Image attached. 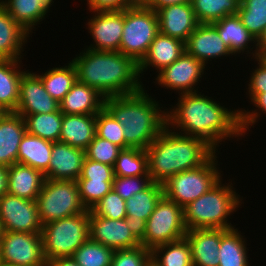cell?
<instances>
[{"mask_svg": "<svg viewBox=\"0 0 266 266\" xmlns=\"http://www.w3.org/2000/svg\"><path fill=\"white\" fill-rule=\"evenodd\" d=\"M214 100L201 92L180 94L176 107L166 111L167 127L180 135L203 139L215 151L223 140L238 137V141L244 136L239 110L227 109Z\"/></svg>", "mask_w": 266, "mask_h": 266, "instance_id": "cell-1", "label": "cell"}, {"mask_svg": "<svg viewBox=\"0 0 266 266\" xmlns=\"http://www.w3.org/2000/svg\"><path fill=\"white\" fill-rule=\"evenodd\" d=\"M71 62L77 71V81L97 89L104 97L127 95L144 87L139 64L119 51L87 48Z\"/></svg>", "mask_w": 266, "mask_h": 266, "instance_id": "cell-2", "label": "cell"}, {"mask_svg": "<svg viewBox=\"0 0 266 266\" xmlns=\"http://www.w3.org/2000/svg\"><path fill=\"white\" fill-rule=\"evenodd\" d=\"M144 89L105 98L104 108L123 126L125 149L146 150L167 127V109L162 110Z\"/></svg>", "mask_w": 266, "mask_h": 266, "instance_id": "cell-3", "label": "cell"}, {"mask_svg": "<svg viewBox=\"0 0 266 266\" xmlns=\"http://www.w3.org/2000/svg\"><path fill=\"white\" fill-rule=\"evenodd\" d=\"M216 152L203 139L180 135L166 127L146 149L149 177L163 184L177 173L200 167Z\"/></svg>", "mask_w": 266, "mask_h": 266, "instance_id": "cell-4", "label": "cell"}, {"mask_svg": "<svg viewBox=\"0 0 266 266\" xmlns=\"http://www.w3.org/2000/svg\"><path fill=\"white\" fill-rule=\"evenodd\" d=\"M222 181L223 179L184 207V223L187 230L235 228L228 221V217L238 210L243 197L240 198V195L233 189L232 181L231 184H222Z\"/></svg>", "mask_w": 266, "mask_h": 266, "instance_id": "cell-5", "label": "cell"}, {"mask_svg": "<svg viewBox=\"0 0 266 266\" xmlns=\"http://www.w3.org/2000/svg\"><path fill=\"white\" fill-rule=\"evenodd\" d=\"M41 235L47 262L58 257H72L89 238V210L46 223Z\"/></svg>", "mask_w": 266, "mask_h": 266, "instance_id": "cell-6", "label": "cell"}, {"mask_svg": "<svg viewBox=\"0 0 266 266\" xmlns=\"http://www.w3.org/2000/svg\"><path fill=\"white\" fill-rule=\"evenodd\" d=\"M217 155L215 153L200 167L170 177L163 183L164 196L184 208L208 192L222 179Z\"/></svg>", "mask_w": 266, "mask_h": 266, "instance_id": "cell-7", "label": "cell"}, {"mask_svg": "<svg viewBox=\"0 0 266 266\" xmlns=\"http://www.w3.org/2000/svg\"><path fill=\"white\" fill-rule=\"evenodd\" d=\"M158 33V16L155 10L147 6H129L124 9L120 52L139 64Z\"/></svg>", "mask_w": 266, "mask_h": 266, "instance_id": "cell-8", "label": "cell"}, {"mask_svg": "<svg viewBox=\"0 0 266 266\" xmlns=\"http://www.w3.org/2000/svg\"><path fill=\"white\" fill-rule=\"evenodd\" d=\"M184 208L163 196L140 231L141 245L152 251L155 247L185 237Z\"/></svg>", "mask_w": 266, "mask_h": 266, "instance_id": "cell-9", "label": "cell"}, {"mask_svg": "<svg viewBox=\"0 0 266 266\" xmlns=\"http://www.w3.org/2000/svg\"><path fill=\"white\" fill-rule=\"evenodd\" d=\"M35 201L42 225L87 211L76 181L45 179Z\"/></svg>", "mask_w": 266, "mask_h": 266, "instance_id": "cell-10", "label": "cell"}, {"mask_svg": "<svg viewBox=\"0 0 266 266\" xmlns=\"http://www.w3.org/2000/svg\"><path fill=\"white\" fill-rule=\"evenodd\" d=\"M0 262L17 266H47L41 233L5 231L0 240Z\"/></svg>", "mask_w": 266, "mask_h": 266, "instance_id": "cell-11", "label": "cell"}, {"mask_svg": "<svg viewBox=\"0 0 266 266\" xmlns=\"http://www.w3.org/2000/svg\"><path fill=\"white\" fill-rule=\"evenodd\" d=\"M89 238L113 250L134 248L141 245L140 231L128 220L104 218L89 210Z\"/></svg>", "mask_w": 266, "mask_h": 266, "instance_id": "cell-12", "label": "cell"}, {"mask_svg": "<svg viewBox=\"0 0 266 266\" xmlns=\"http://www.w3.org/2000/svg\"><path fill=\"white\" fill-rule=\"evenodd\" d=\"M205 69L201 61L185 51L175 62L159 71L155 81L165 89L175 90L179 95L199 92L196 85L201 81Z\"/></svg>", "mask_w": 266, "mask_h": 266, "instance_id": "cell-13", "label": "cell"}, {"mask_svg": "<svg viewBox=\"0 0 266 266\" xmlns=\"http://www.w3.org/2000/svg\"><path fill=\"white\" fill-rule=\"evenodd\" d=\"M0 220L4 231L41 233L36 201L27 200L9 193L0 198Z\"/></svg>", "mask_w": 266, "mask_h": 266, "instance_id": "cell-14", "label": "cell"}, {"mask_svg": "<svg viewBox=\"0 0 266 266\" xmlns=\"http://www.w3.org/2000/svg\"><path fill=\"white\" fill-rule=\"evenodd\" d=\"M92 18L87 26L93 38L89 49L96 51H119L124 27V10L91 11Z\"/></svg>", "mask_w": 266, "mask_h": 266, "instance_id": "cell-15", "label": "cell"}, {"mask_svg": "<svg viewBox=\"0 0 266 266\" xmlns=\"http://www.w3.org/2000/svg\"><path fill=\"white\" fill-rule=\"evenodd\" d=\"M58 109L59 102L48 94L36 72L26 71L20 80L19 99L15 112L19 115H34L52 113Z\"/></svg>", "mask_w": 266, "mask_h": 266, "instance_id": "cell-16", "label": "cell"}, {"mask_svg": "<svg viewBox=\"0 0 266 266\" xmlns=\"http://www.w3.org/2000/svg\"><path fill=\"white\" fill-rule=\"evenodd\" d=\"M159 33L186 43L199 25L190 2L168 5L156 10Z\"/></svg>", "mask_w": 266, "mask_h": 266, "instance_id": "cell-17", "label": "cell"}, {"mask_svg": "<svg viewBox=\"0 0 266 266\" xmlns=\"http://www.w3.org/2000/svg\"><path fill=\"white\" fill-rule=\"evenodd\" d=\"M186 52L205 66L211 59L234 55L224 44L217 28L211 24H199L185 43Z\"/></svg>", "mask_w": 266, "mask_h": 266, "instance_id": "cell-18", "label": "cell"}, {"mask_svg": "<svg viewBox=\"0 0 266 266\" xmlns=\"http://www.w3.org/2000/svg\"><path fill=\"white\" fill-rule=\"evenodd\" d=\"M85 150L62 142H53L48 173L45 179L77 181L81 176Z\"/></svg>", "mask_w": 266, "mask_h": 266, "instance_id": "cell-19", "label": "cell"}, {"mask_svg": "<svg viewBox=\"0 0 266 266\" xmlns=\"http://www.w3.org/2000/svg\"><path fill=\"white\" fill-rule=\"evenodd\" d=\"M185 237L191 247L193 266H219L221 229H190Z\"/></svg>", "mask_w": 266, "mask_h": 266, "instance_id": "cell-20", "label": "cell"}, {"mask_svg": "<svg viewBox=\"0 0 266 266\" xmlns=\"http://www.w3.org/2000/svg\"><path fill=\"white\" fill-rule=\"evenodd\" d=\"M26 133L23 117L16 112H4L0 116V165L17 163L18 148Z\"/></svg>", "mask_w": 266, "mask_h": 266, "instance_id": "cell-21", "label": "cell"}, {"mask_svg": "<svg viewBox=\"0 0 266 266\" xmlns=\"http://www.w3.org/2000/svg\"><path fill=\"white\" fill-rule=\"evenodd\" d=\"M212 24L217 28L224 44L234 55L236 54L235 56L247 52L245 54L253 55V60L258 57V50H252L254 47L257 48V39L245 28L237 14L226 16ZM249 43H254V47L250 48Z\"/></svg>", "mask_w": 266, "mask_h": 266, "instance_id": "cell-22", "label": "cell"}, {"mask_svg": "<svg viewBox=\"0 0 266 266\" xmlns=\"http://www.w3.org/2000/svg\"><path fill=\"white\" fill-rule=\"evenodd\" d=\"M185 43L179 39L158 33L150 44L146 56L139 63V74L150 66L156 68L157 72L175 62L184 52Z\"/></svg>", "mask_w": 266, "mask_h": 266, "instance_id": "cell-23", "label": "cell"}, {"mask_svg": "<svg viewBox=\"0 0 266 266\" xmlns=\"http://www.w3.org/2000/svg\"><path fill=\"white\" fill-rule=\"evenodd\" d=\"M96 114H63L59 142L86 150L96 135Z\"/></svg>", "mask_w": 266, "mask_h": 266, "instance_id": "cell-24", "label": "cell"}, {"mask_svg": "<svg viewBox=\"0 0 266 266\" xmlns=\"http://www.w3.org/2000/svg\"><path fill=\"white\" fill-rule=\"evenodd\" d=\"M105 98L97 89L76 81L59 102L63 114H97L104 108Z\"/></svg>", "mask_w": 266, "mask_h": 266, "instance_id": "cell-25", "label": "cell"}, {"mask_svg": "<svg viewBox=\"0 0 266 266\" xmlns=\"http://www.w3.org/2000/svg\"><path fill=\"white\" fill-rule=\"evenodd\" d=\"M45 175L31 166L15 163L8 167L7 193L35 201L43 187Z\"/></svg>", "mask_w": 266, "mask_h": 266, "instance_id": "cell-26", "label": "cell"}, {"mask_svg": "<svg viewBox=\"0 0 266 266\" xmlns=\"http://www.w3.org/2000/svg\"><path fill=\"white\" fill-rule=\"evenodd\" d=\"M163 196V184L152 182L146 189L125 200L128 222L141 231Z\"/></svg>", "mask_w": 266, "mask_h": 266, "instance_id": "cell-27", "label": "cell"}, {"mask_svg": "<svg viewBox=\"0 0 266 266\" xmlns=\"http://www.w3.org/2000/svg\"><path fill=\"white\" fill-rule=\"evenodd\" d=\"M29 35L0 4V59L22 60Z\"/></svg>", "mask_w": 266, "mask_h": 266, "instance_id": "cell-28", "label": "cell"}, {"mask_svg": "<svg viewBox=\"0 0 266 266\" xmlns=\"http://www.w3.org/2000/svg\"><path fill=\"white\" fill-rule=\"evenodd\" d=\"M53 0H0L10 16L29 34L50 11Z\"/></svg>", "mask_w": 266, "mask_h": 266, "instance_id": "cell-29", "label": "cell"}, {"mask_svg": "<svg viewBox=\"0 0 266 266\" xmlns=\"http://www.w3.org/2000/svg\"><path fill=\"white\" fill-rule=\"evenodd\" d=\"M53 142L25 133L18 148L17 163L48 173Z\"/></svg>", "mask_w": 266, "mask_h": 266, "instance_id": "cell-30", "label": "cell"}, {"mask_svg": "<svg viewBox=\"0 0 266 266\" xmlns=\"http://www.w3.org/2000/svg\"><path fill=\"white\" fill-rule=\"evenodd\" d=\"M20 62L21 60L0 59V109L3 112L16 111L20 80L26 72L20 68Z\"/></svg>", "mask_w": 266, "mask_h": 266, "instance_id": "cell-31", "label": "cell"}, {"mask_svg": "<svg viewBox=\"0 0 266 266\" xmlns=\"http://www.w3.org/2000/svg\"><path fill=\"white\" fill-rule=\"evenodd\" d=\"M240 233L241 231H238L237 228L221 229L219 266H250L246 239Z\"/></svg>", "mask_w": 266, "mask_h": 266, "instance_id": "cell-32", "label": "cell"}, {"mask_svg": "<svg viewBox=\"0 0 266 266\" xmlns=\"http://www.w3.org/2000/svg\"><path fill=\"white\" fill-rule=\"evenodd\" d=\"M151 264L154 266H193L191 247L187 238L183 237L155 247L151 251Z\"/></svg>", "mask_w": 266, "mask_h": 266, "instance_id": "cell-33", "label": "cell"}, {"mask_svg": "<svg viewBox=\"0 0 266 266\" xmlns=\"http://www.w3.org/2000/svg\"><path fill=\"white\" fill-rule=\"evenodd\" d=\"M68 65L60 67H53L46 70L43 74L37 75L41 78L45 90L50 94L57 102H60L65 95L70 91L72 86L77 81V71L74 64L69 61Z\"/></svg>", "mask_w": 266, "mask_h": 266, "instance_id": "cell-34", "label": "cell"}, {"mask_svg": "<svg viewBox=\"0 0 266 266\" xmlns=\"http://www.w3.org/2000/svg\"><path fill=\"white\" fill-rule=\"evenodd\" d=\"M25 121L26 132L42 139L59 142L62 125V112L21 115Z\"/></svg>", "mask_w": 266, "mask_h": 266, "instance_id": "cell-35", "label": "cell"}, {"mask_svg": "<svg viewBox=\"0 0 266 266\" xmlns=\"http://www.w3.org/2000/svg\"><path fill=\"white\" fill-rule=\"evenodd\" d=\"M199 24H211L237 14L240 0H190Z\"/></svg>", "mask_w": 266, "mask_h": 266, "instance_id": "cell-36", "label": "cell"}, {"mask_svg": "<svg viewBox=\"0 0 266 266\" xmlns=\"http://www.w3.org/2000/svg\"><path fill=\"white\" fill-rule=\"evenodd\" d=\"M113 169L114 176L149 175L146 150L139 148L122 149L116 158Z\"/></svg>", "mask_w": 266, "mask_h": 266, "instance_id": "cell-37", "label": "cell"}, {"mask_svg": "<svg viewBox=\"0 0 266 266\" xmlns=\"http://www.w3.org/2000/svg\"><path fill=\"white\" fill-rule=\"evenodd\" d=\"M237 15L258 40L266 28V0H240Z\"/></svg>", "mask_w": 266, "mask_h": 266, "instance_id": "cell-38", "label": "cell"}, {"mask_svg": "<svg viewBox=\"0 0 266 266\" xmlns=\"http://www.w3.org/2000/svg\"><path fill=\"white\" fill-rule=\"evenodd\" d=\"M114 250L88 238L73 254L80 266H110Z\"/></svg>", "mask_w": 266, "mask_h": 266, "instance_id": "cell-39", "label": "cell"}, {"mask_svg": "<svg viewBox=\"0 0 266 266\" xmlns=\"http://www.w3.org/2000/svg\"><path fill=\"white\" fill-rule=\"evenodd\" d=\"M96 136L125 149L123 126L103 108L96 114Z\"/></svg>", "mask_w": 266, "mask_h": 266, "instance_id": "cell-40", "label": "cell"}, {"mask_svg": "<svg viewBox=\"0 0 266 266\" xmlns=\"http://www.w3.org/2000/svg\"><path fill=\"white\" fill-rule=\"evenodd\" d=\"M80 199L87 210L100 201L112 190L113 181H92L89 179H77Z\"/></svg>", "mask_w": 266, "mask_h": 266, "instance_id": "cell-41", "label": "cell"}, {"mask_svg": "<svg viewBox=\"0 0 266 266\" xmlns=\"http://www.w3.org/2000/svg\"><path fill=\"white\" fill-rule=\"evenodd\" d=\"M94 215L113 220L126 218V201L113 189L90 210Z\"/></svg>", "mask_w": 266, "mask_h": 266, "instance_id": "cell-42", "label": "cell"}, {"mask_svg": "<svg viewBox=\"0 0 266 266\" xmlns=\"http://www.w3.org/2000/svg\"><path fill=\"white\" fill-rule=\"evenodd\" d=\"M121 150L122 148L118 145L95 135L85 150V156L87 159L114 166Z\"/></svg>", "mask_w": 266, "mask_h": 266, "instance_id": "cell-43", "label": "cell"}, {"mask_svg": "<svg viewBox=\"0 0 266 266\" xmlns=\"http://www.w3.org/2000/svg\"><path fill=\"white\" fill-rule=\"evenodd\" d=\"M151 251L140 245L114 250L110 266H150Z\"/></svg>", "mask_w": 266, "mask_h": 266, "instance_id": "cell-44", "label": "cell"}, {"mask_svg": "<svg viewBox=\"0 0 266 266\" xmlns=\"http://www.w3.org/2000/svg\"><path fill=\"white\" fill-rule=\"evenodd\" d=\"M152 183L149 175L121 177L114 176L112 189L124 200L143 191Z\"/></svg>", "mask_w": 266, "mask_h": 266, "instance_id": "cell-45", "label": "cell"}, {"mask_svg": "<svg viewBox=\"0 0 266 266\" xmlns=\"http://www.w3.org/2000/svg\"><path fill=\"white\" fill-rule=\"evenodd\" d=\"M78 179H89L92 181H113V166L103 164L85 157L81 176Z\"/></svg>", "mask_w": 266, "mask_h": 266, "instance_id": "cell-46", "label": "cell"}, {"mask_svg": "<svg viewBox=\"0 0 266 266\" xmlns=\"http://www.w3.org/2000/svg\"><path fill=\"white\" fill-rule=\"evenodd\" d=\"M250 102L254 104L257 110L238 109L240 112V129L242 135L246 134V131L253 127L255 123L260 119L261 114H266V92L257 94ZM260 110V111H259ZM262 112V113H261ZM250 126V127H249Z\"/></svg>", "mask_w": 266, "mask_h": 266, "instance_id": "cell-47", "label": "cell"}, {"mask_svg": "<svg viewBox=\"0 0 266 266\" xmlns=\"http://www.w3.org/2000/svg\"><path fill=\"white\" fill-rule=\"evenodd\" d=\"M257 68L251 71V76L248 83V96L252 100L257 94L266 92V59L256 57Z\"/></svg>", "mask_w": 266, "mask_h": 266, "instance_id": "cell-48", "label": "cell"}, {"mask_svg": "<svg viewBox=\"0 0 266 266\" xmlns=\"http://www.w3.org/2000/svg\"><path fill=\"white\" fill-rule=\"evenodd\" d=\"M89 11H121L129 7L125 0H87Z\"/></svg>", "mask_w": 266, "mask_h": 266, "instance_id": "cell-49", "label": "cell"}, {"mask_svg": "<svg viewBox=\"0 0 266 266\" xmlns=\"http://www.w3.org/2000/svg\"><path fill=\"white\" fill-rule=\"evenodd\" d=\"M184 2H190V0H149L146 6L156 11L157 9L168 5L180 4Z\"/></svg>", "mask_w": 266, "mask_h": 266, "instance_id": "cell-50", "label": "cell"}, {"mask_svg": "<svg viewBox=\"0 0 266 266\" xmlns=\"http://www.w3.org/2000/svg\"><path fill=\"white\" fill-rule=\"evenodd\" d=\"M47 266H80L73 257H58L47 262Z\"/></svg>", "mask_w": 266, "mask_h": 266, "instance_id": "cell-51", "label": "cell"}, {"mask_svg": "<svg viewBox=\"0 0 266 266\" xmlns=\"http://www.w3.org/2000/svg\"><path fill=\"white\" fill-rule=\"evenodd\" d=\"M8 191V167L0 165V198Z\"/></svg>", "mask_w": 266, "mask_h": 266, "instance_id": "cell-52", "label": "cell"}, {"mask_svg": "<svg viewBox=\"0 0 266 266\" xmlns=\"http://www.w3.org/2000/svg\"><path fill=\"white\" fill-rule=\"evenodd\" d=\"M258 57L266 59V28L257 40Z\"/></svg>", "mask_w": 266, "mask_h": 266, "instance_id": "cell-53", "label": "cell"}, {"mask_svg": "<svg viewBox=\"0 0 266 266\" xmlns=\"http://www.w3.org/2000/svg\"><path fill=\"white\" fill-rule=\"evenodd\" d=\"M129 6H146L149 0H125Z\"/></svg>", "mask_w": 266, "mask_h": 266, "instance_id": "cell-54", "label": "cell"}, {"mask_svg": "<svg viewBox=\"0 0 266 266\" xmlns=\"http://www.w3.org/2000/svg\"><path fill=\"white\" fill-rule=\"evenodd\" d=\"M4 228H3V224H2V222H1V220H0V240H1V238H2V236H3V234H4Z\"/></svg>", "mask_w": 266, "mask_h": 266, "instance_id": "cell-55", "label": "cell"}, {"mask_svg": "<svg viewBox=\"0 0 266 266\" xmlns=\"http://www.w3.org/2000/svg\"><path fill=\"white\" fill-rule=\"evenodd\" d=\"M0 266H17V265H11V264H4L0 262Z\"/></svg>", "mask_w": 266, "mask_h": 266, "instance_id": "cell-56", "label": "cell"}, {"mask_svg": "<svg viewBox=\"0 0 266 266\" xmlns=\"http://www.w3.org/2000/svg\"><path fill=\"white\" fill-rule=\"evenodd\" d=\"M4 112L0 109V116L3 114Z\"/></svg>", "mask_w": 266, "mask_h": 266, "instance_id": "cell-57", "label": "cell"}]
</instances>
